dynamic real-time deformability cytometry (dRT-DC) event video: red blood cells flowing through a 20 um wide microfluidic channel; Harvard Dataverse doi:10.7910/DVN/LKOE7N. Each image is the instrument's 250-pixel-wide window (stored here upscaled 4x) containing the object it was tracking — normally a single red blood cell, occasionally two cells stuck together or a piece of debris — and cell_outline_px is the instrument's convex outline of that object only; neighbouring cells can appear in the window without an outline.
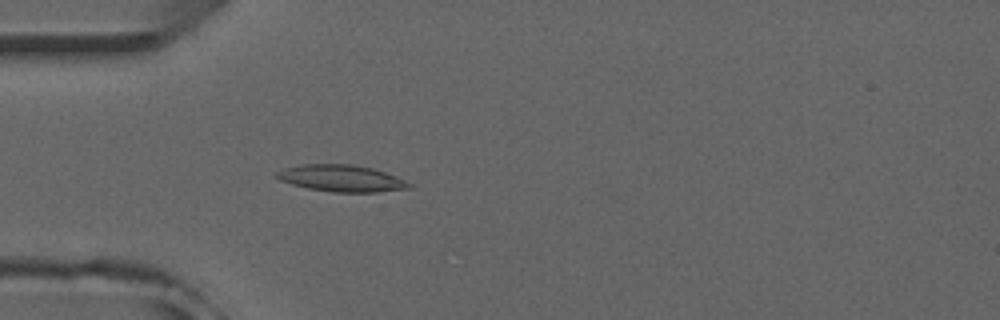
{"species": "common noctule bat (a hibernating species)", "species_latin": "Nyctalus noctula", "temperature_condition": "room temperature", "stored_images_in_passage": 13, "camera_frame_rate_fps": 3000, "um_per_image_px": 0.085, "animal": {"sex": "male", "forearm_length_mm": 52.5}, "frame": {"image": 1, "passage_image": 4, "time_ms": 1.0, "image_size_px": [1000, 320], "cell_outline_px": [[412, 188], [376, 192], [332, 192], [308, 188], [292, 184], [280, 180], [276, 176], [276, 172], [284, 168], [300, 164], [352, 164], [372, 168], [396, 176], [412, 184]], "centroid_in_image_um": [29.02, 15.15], "position_along_channel_um": 56.0, "area_um2": 20.58}}
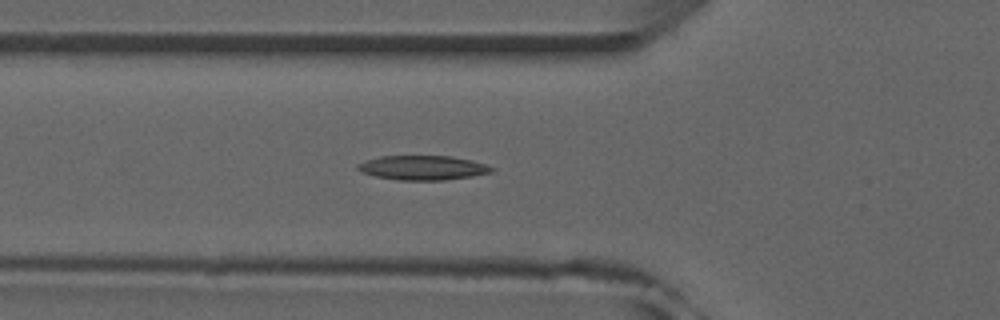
{"frame": {"image": 2, "passage_image": 7, "time_ms": 2.0, "image_size_px": [1000, 320], "cell_outline_px": [[496, 168], [492, 172], [472, 176], [444, 180], [400, 180], [376, 176], [360, 172], [356, 168], [356, 164], [380, 156], [452, 156], [472, 160]], "centroid_in_image_um": [35.94, 14.25], "position_along_channel_um": 89.9, "area_um2": 19.02}}
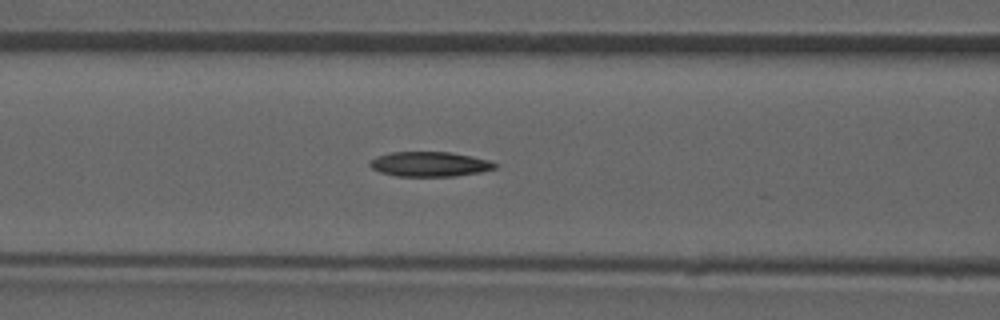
{"frame": {"image": 3, "passage_image": 10, "time_ms": 3.0, "image_size_px": [1000, 320], "cell_outline_px": [[500, 164], [496, 168], [480, 172], [456, 176], [396, 176], [380, 172], [372, 168], [368, 164], [376, 156], [392, 152], [452, 152], [472, 156], [488, 160]], "centroid_in_image_um": [36.55, 13.95], "position_along_channel_um": 130.0, "area_um2": 18.15}}